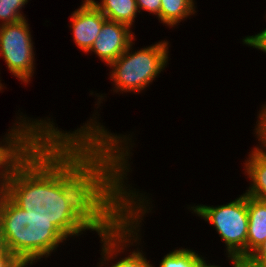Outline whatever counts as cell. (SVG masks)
Returning <instances> with one entry per match:
<instances>
[{"instance_id": "obj_1", "label": "cell", "mask_w": 266, "mask_h": 267, "mask_svg": "<svg viewBox=\"0 0 266 267\" xmlns=\"http://www.w3.org/2000/svg\"><path fill=\"white\" fill-rule=\"evenodd\" d=\"M99 115L97 110L74 131L58 128V181L71 211L101 236L110 234L146 192L128 183L133 134L111 133Z\"/></svg>"}, {"instance_id": "obj_2", "label": "cell", "mask_w": 266, "mask_h": 267, "mask_svg": "<svg viewBox=\"0 0 266 267\" xmlns=\"http://www.w3.org/2000/svg\"><path fill=\"white\" fill-rule=\"evenodd\" d=\"M4 193L31 216L50 220L69 240L90 231L62 195L58 181V126L15 167Z\"/></svg>"}, {"instance_id": "obj_3", "label": "cell", "mask_w": 266, "mask_h": 267, "mask_svg": "<svg viewBox=\"0 0 266 267\" xmlns=\"http://www.w3.org/2000/svg\"><path fill=\"white\" fill-rule=\"evenodd\" d=\"M0 230L3 246L25 267L49 258L61 243L69 241L50 220L31 216L4 192L0 197Z\"/></svg>"}, {"instance_id": "obj_4", "label": "cell", "mask_w": 266, "mask_h": 267, "mask_svg": "<svg viewBox=\"0 0 266 267\" xmlns=\"http://www.w3.org/2000/svg\"><path fill=\"white\" fill-rule=\"evenodd\" d=\"M134 41L108 66L113 93H141L165 70L170 60L169 41L161 40L137 51L132 47Z\"/></svg>"}, {"instance_id": "obj_5", "label": "cell", "mask_w": 266, "mask_h": 267, "mask_svg": "<svg viewBox=\"0 0 266 267\" xmlns=\"http://www.w3.org/2000/svg\"><path fill=\"white\" fill-rule=\"evenodd\" d=\"M146 197V198H145ZM148 198V199H147ZM152 198L148 193L145 195L123 218V221L108 235H101L100 263L97 267H153L146 253L140 250L142 220L149 212L151 213ZM151 206H150V205ZM152 207V208H151ZM128 246V247H127ZM138 246L133 251L129 247ZM125 251H130L126 256H120ZM119 257V260L117 259ZM117 259V261H115ZM115 262V263H114ZM110 263V264H109Z\"/></svg>"}, {"instance_id": "obj_6", "label": "cell", "mask_w": 266, "mask_h": 267, "mask_svg": "<svg viewBox=\"0 0 266 267\" xmlns=\"http://www.w3.org/2000/svg\"><path fill=\"white\" fill-rule=\"evenodd\" d=\"M188 209L214 226L225 243L226 257H246L248 211L245 193L223 205L192 204Z\"/></svg>"}, {"instance_id": "obj_7", "label": "cell", "mask_w": 266, "mask_h": 267, "mask_svg": "<svg viewBox=\"0 0 266 267\" xmlns=\"http://www.w3.org/2000/svg\"><path fill=\"white\" fill-rule=\"evenodd\" d=\"M20 113L0 140V185L3 188L15 167L56 126L49 117L33 119Z\"/></svg>"}, {"instance_id": "obj_8", "label": "cell", "mask_w": 266, "mask_h": 267, "mask_svg": "<svg viewBox=\"0 0 266 267\" xmlns=\"http://www.w3.org/2000/svg\"><path fill=\"white\" fill-rule=\"evenodd\" d=\"M26 19L0 25V56L10 73L24 83V86L32 81L36 69L34 42Z\"/></svg>"}, {"instance_id": "obj_9", "label": "cell", "mask_w": 266, "mask_h": 267, "mask_svg": "<svg viewBox=\"0 0 266 267\" xmlns=\"http://www.w3.org/2000/svg\"><path fill=\"white\" fill-rule=\"evenodd\" d=\"M132 29L123 23L106 19L101 31L87 53H93L106 65L109 66L135 39Z\"/></svg>"}, {"instance_id": "obj_10", "label": "cell", "mask_w": 266, "mask_h": 267, "mask_svg": "<svg viewBox=\"0 0 266 267\" xmlns=\"http://www.w3.org/2000/svg\"><path fill=\"white\" fill-rule=\"evenodd\" d=\"M82 5L70 15V29L78 49L87 53L107 19L90 0H82Z\"/></svg>"}, {"instance_id": "obj_11", "label": "cell", "mask_w": 266, "mask_h": 267, "mask_svg": "<svg viewBox=\"0 0 266 267\" xmlns=\"http://www.w3.org/2000/svg\"><path fill=\"white\" fill-rule=\"evenodd\" d=\"M244 161V175L250 180L245 194L266 203V149L257 144Z\"/></svg>"}, {"instance_id": "obj_12", "label": "cell", "mask_w": 266, "mask_h": 267, "mask_svg": "<svg viewBox=\"0 0 266 267\" xmlns=\"http://www.w3.org/2000/svg\"><path fill=\"white\" fill-rule=\"evenodd\" d=\"M247 211L246 257L266 240V203L247 195Z\"/></svg>"}, {"instance_id": "obj_13", "label": "cell", "mask_w": 266, "mask_h": 267, "mask_svg": "<svg viewBox=\"0 0 266 267\" xmlns=\"http://www.w3.org/2000/svg\"><path fill=\"white\" fill-rule=\"evenodd\" d=\"M95 7L111 21L120 22L134 27L135 18L139 13L136 0H90Z\"/></svg>"}, {"instance_id": "obj_14", "label": "cell", "mask_w": 266, "mask_h": 267, "mask_svg": "<svg viewBox=\"0 0 266 267\" xmlns=\"http://www.w3.org/2000/svg\"><path fill=\"white\" fill-rule=\"evenodd\" d=\"M195 0H161L160 21L169 28L195 15Z\"/></svg>"}, {"instance_id": "obj_15", "label": "cell", "mask_w": 266, "mask_h": 267, "mask_svg": "<svg viewBox=\"0 0 266 267\" xmlns=\"http://www.w3.org/2000/svg\"><path fill=\"white\" fill-rule=\"evenodd\" d=\"M205 259L195 250L177 247L162 257L158 267H201Z\"/></svg>"}, {"instance_id": "obj_16", "label": "cell", "mask_w": 266, "mask_h": 267, "mask_svg": "<svg viewBox=\"0 0 266 267\" xmlns=\"http://www.w3.org/2000/svg\"><path fill=\"white\" fill-rule=\"evenodd\" d=\"M29 0H0V25L19 22L25 19L22 8Z\"/></svg>"}, {"instance_id": "obj_17", "label": "cell", "mask_w": 266, "mask_h": 267, "mask_svg": "<svg viewBox=\"0 0 266 267\" xmlns=\"http://www.w3.org/2000/svg\"><path fill=\"white\" fill-rule=\"evenodd\" d=\"M261 106L253 134H255L259 144L266 145V104H262Z\"/></svg>"}, {"instance_id": "obj_18", "label": "cell", "mask_w": 266, "mask_h": 267, "mask_svg": "<svg viewBox=\"0 0 266 267\" xmlns=\"http://www.w3.org/2000/svg\"><path fill=\"white\" fill-rule=\"evenodd\" d=\"M242 44L266 53V28L255 35L243 37Z\"/></svg>"}, {"instance_id": "obj_19", "label": "cell", "mask_w": 266, "mask_h": 267, "mask_svg": "<svg viewBox=\"0 0 266 267\" xmlns=\"http://www.w3.org/2000/svg\"><path fill=\"white\" fill-rule=\"evenodd\" d=\"M137 8L139 13L142 11H147L149 14L155 15L160 22V8L161 0H136Z\"/></svg>"}, {"instance_id": "obj_20", "label": "cell", "mask_w": 266, "mask_h": 267, "mask_svg": "<svg viewBox=\"0 0 266 267\" xmlns=\"http://www.w3.org/2000/svg\"><path fill=\"white\" fill-rule=\"evenodd\" d=\"M0 267H25L11 252L5 247L0 250Z\"/></svg>"}, {"instance_id": "obj_21", "label": "cell", "mask_w": 266, "mask_h": 267, "mask_svg": "<svg viewBox=\"0 0 266 267\" xmlns=\"http://www.w3.org/2000/svg\"><path fill=\"white\" fill-rule=\"evenodd\" d=\"M248 257L253 262L266 267V240L260 244Z\"/></svg>"}, {"instance_id": "obj_22", "label": "cell", "mask_w": 266, "mask_h": 267, "mask_svg": "<svg viewBox=\"0 0 266 267\" xmlns=\"http://www.w3.org/2000/svg\"><path fill=\"white\" fill-rule=\"evenodd\" d=\"M227 261H230L232 267H263L253 262L249 257H227Z\"/></svg>"}, {"instance_id": "obj_23", "label": "cell", "mask_w": 266, "mask_h": 267, "mask_svg": "<svg viewBox=\"0 0 266 267\" xmlns=\"http://www.w3.org/2000/svg\"><path fill=\"white\" fill-rule=\"evenodd\" d=\"M201 267H221L220 265L218 266V265H214V263H213V265L211 264V263H206V261L202 264V266Z\"/></svg>"}, {"instance_id": "obj_24", "label": "cell", "mask_w": 266, "mask_h": 267, "mask_svg": "<svg viewBox=\"0 0 266 267\" xmlns=\"http://www.w3.org/2000/svg\"><path fill=\"white\" fill-rule=\"evenodd\" d=\"M3 242H2V238H1V230H0V250L3 248Z\"/></svg>"}, {"instance_id": "obj_25", "label": "cell", "mask_w": 266, "mask_h": 267, "mask_svg": "<svg viewBox=\"0 0 266 267\" xmlns=\"http://www.w3.org/2000/svg\"><path fill=\"white\" fill-rule=\"evenodd\" d=\"M3 192H4V188L0 185V197H1Z\"/></svg>"}, {"instance_id": "obj_26", "label": "cell", "mask_w": 266, "mask_h": 267, "mask_svg": "<svg viewBox=\"0 0 266 267\" xmlns=\"http://www.w3.org/2000/svg\"><path fill=\"white\" fill-rule=\"evenodd\" d=\"M5 86H2L1 84H0V91L2 92V90H3V88H4Z\"/></svg>"}]
</instances>
